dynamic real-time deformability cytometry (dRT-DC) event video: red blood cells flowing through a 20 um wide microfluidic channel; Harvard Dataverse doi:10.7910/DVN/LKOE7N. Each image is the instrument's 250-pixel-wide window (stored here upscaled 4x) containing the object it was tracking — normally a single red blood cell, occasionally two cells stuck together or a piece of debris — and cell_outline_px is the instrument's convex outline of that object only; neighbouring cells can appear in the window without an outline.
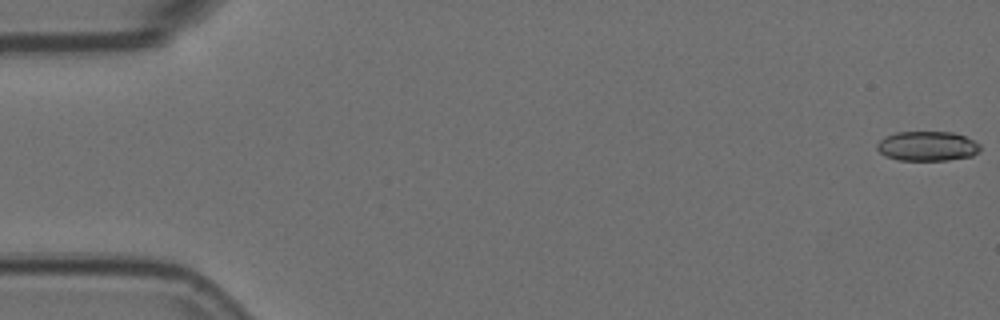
{"species": "Egyptian fruit bat (a non-hibernating species)", "species_latin": "Rousettus aegyptiacus", "temperature_condition": "room temperature", "stored_images_in_passage": 45, "camera_frame_rate_fps": 3000, "um_per_image_px": 0.085, "animal": {"sex": "female"}, "frame": {"image": 1, "passage_image": 1, "time_ms": 0.0, "image_size_px": [1000, 320], "cell_outline_px": [[980, 152], [972, 156], [948, 160], [896, 160], [884, 156], [876, 148], [876, 144], [884, 136], [896, 132], [952, 132], [964, 136], [980, 144]], "centroid_in_image_um": [78.8, 12.42], "position_along_channel_um": 6.2, "area_um2": 17.98}}
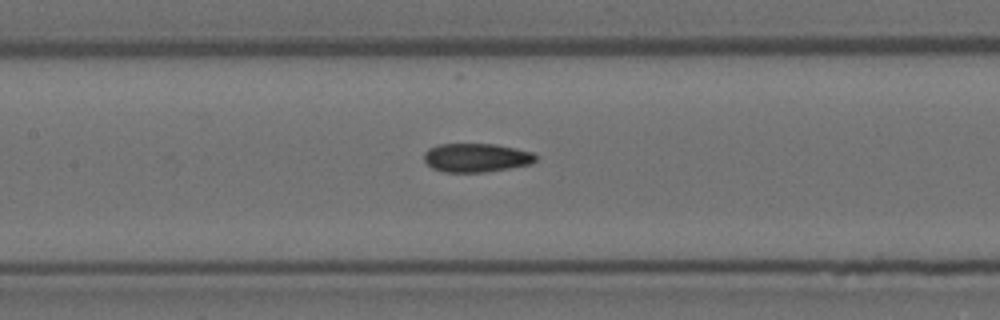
{"frame": {"image": 2, "passage_image": 26, "time_ms": 8.333, "image_size_px": [1000, 320], "cell_outline_px": [[536, 160], [532, 164], [484, 172], [444, 172], [432, 168], [424, 160], [424, 152], [428, 148], [440, 144], [496, 144], [516, 148], [532, 152], [536, 156]], "centroid_in_image_um": [40.48, 13.4], "position_along_channel_um": 166.9, "area_um2": 18.73}}
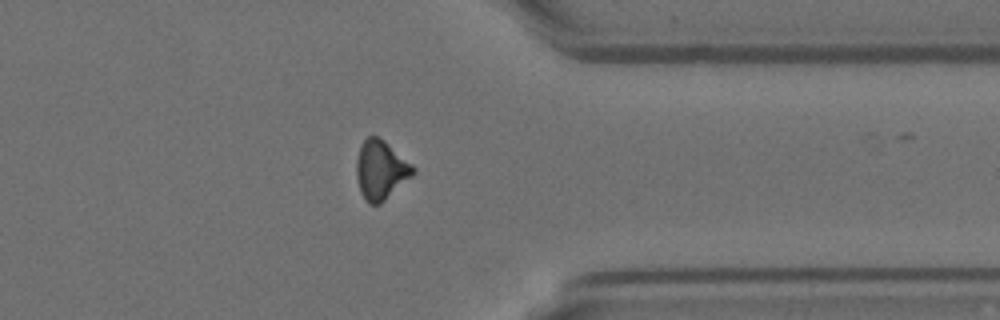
{"frame": {"image": 3, "passage_image": 44, "time_ms": 14.333, "image_size_px": [1000, 320], "cell_outline_px": [[416, 172], [412, 176], [380, 204], [368, 204], [360, 192], [356, 176], [356, 160], [360, 144], [368, 136], [376, 136], [384, 140], [412, 164], [416, 168]], "centroid_in_image_um": [32.35, 14.44], "position_along_channel_um": 379.0, "area_um2": 19.54}}